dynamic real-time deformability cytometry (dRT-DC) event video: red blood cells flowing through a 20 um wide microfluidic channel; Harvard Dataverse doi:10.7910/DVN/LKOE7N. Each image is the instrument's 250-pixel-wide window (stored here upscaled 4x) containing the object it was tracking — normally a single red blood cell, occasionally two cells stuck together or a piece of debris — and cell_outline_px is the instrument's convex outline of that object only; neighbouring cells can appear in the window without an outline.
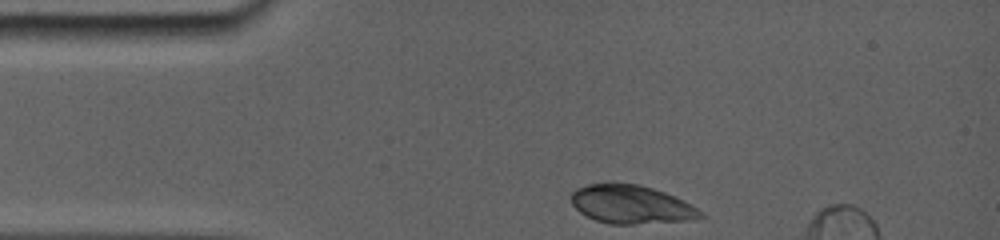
{"species": "common noctule bat (a hibernating species)", "species_latin": "Nyctalus noctula", "temperature_condition": "room temperature", "stored_images_in_passage": 5, "camera_frame_rate_fps": 5000, "um_per_image_px": 0.085, "animal": {"sex": "female", "body_mass_g": 19.0, "forearm_length_mm": 56.7}, "frame": {"image": 1, "passage_image": 1, "time_ms": 0.0, "image_size_px": [1000, 240], "cell_outline_px": [[708, 216], [692, 220], [632, 224], [608, 224], [596, 220], [580, 212], [572, 204], [568, 196], [576, 188], [588, 184], [640, 184], [664, 192], [684, 200], [704, 212]], "centroid_in_image_um": [53.67, 17.39], "position_along_channel_um": 31.3, "area_um2": 29.07}}